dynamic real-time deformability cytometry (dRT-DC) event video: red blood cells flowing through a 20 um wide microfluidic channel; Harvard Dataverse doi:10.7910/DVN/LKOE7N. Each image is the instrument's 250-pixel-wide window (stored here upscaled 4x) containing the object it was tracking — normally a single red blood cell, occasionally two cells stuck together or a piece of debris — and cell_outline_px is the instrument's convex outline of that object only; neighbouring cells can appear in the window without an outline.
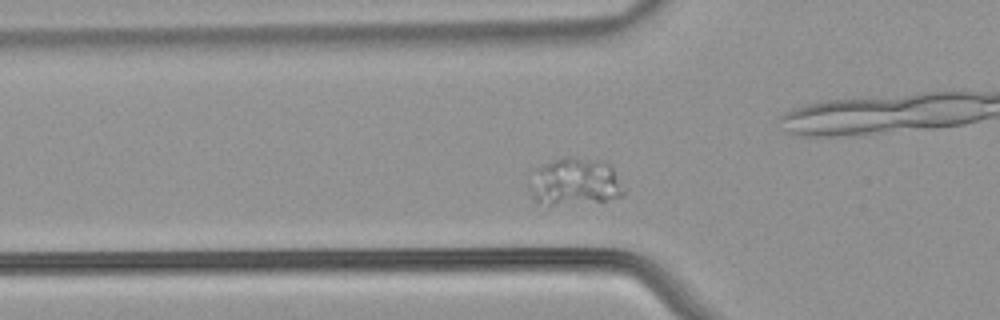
{"species": "common noctule bat (a hibernating species)", "species_latin": "Nyctalus noctula", "temperature_condition": "warm", "stored_images_in_passage": 39, "camera_frame_rate_fps": 3000, "um_per_image_px": 0.085, "animal": {"sex": "male", "body_mass_g": 21.5, "forearm_length_mm": 52.0}, "frame": {"image": 1, "passage_image": 12, "time_ms": 3.667, "image_size_px": [1000, 320], "cell_outline_px": [[624, 196], [604, 200], [552, 204], [548, 204], [532, 200], [528, 188], [528, 168], [568, 156], [572, 156], [600, 160], [612, 164], [624, 192]], "centroid_in_image_um": [48.76, 15.4], "position_along_channel_um": 77.0, "area_um2": 26.59}}
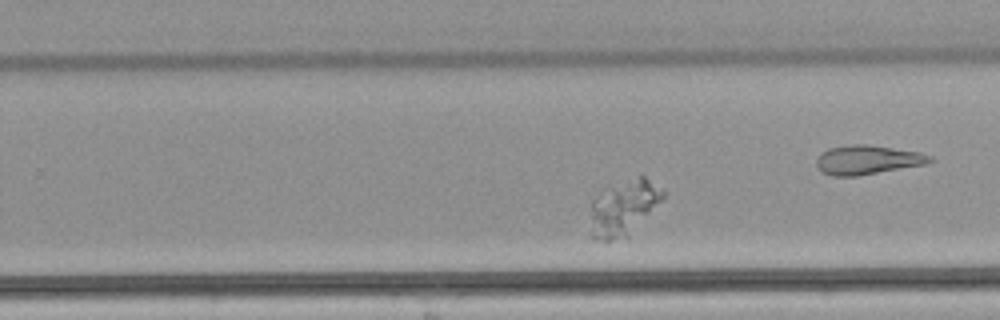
{"frame": {"image": 2, "passage_image": 28, "time_ms": 9.0, "image_size_px": [1000, 320], "cell_outline_px": [[664, 196], [628, 236], [612, 240], [596, 240], [588, 236], [588, 232], [592, 200], [600, 192], [608, 188], [640, 176], [644, 176], [664, 188]], "centroid_in_image_um": [52.94, 17.69], "position_along_channel_um": 276.9, "area_um2": 23.18}}